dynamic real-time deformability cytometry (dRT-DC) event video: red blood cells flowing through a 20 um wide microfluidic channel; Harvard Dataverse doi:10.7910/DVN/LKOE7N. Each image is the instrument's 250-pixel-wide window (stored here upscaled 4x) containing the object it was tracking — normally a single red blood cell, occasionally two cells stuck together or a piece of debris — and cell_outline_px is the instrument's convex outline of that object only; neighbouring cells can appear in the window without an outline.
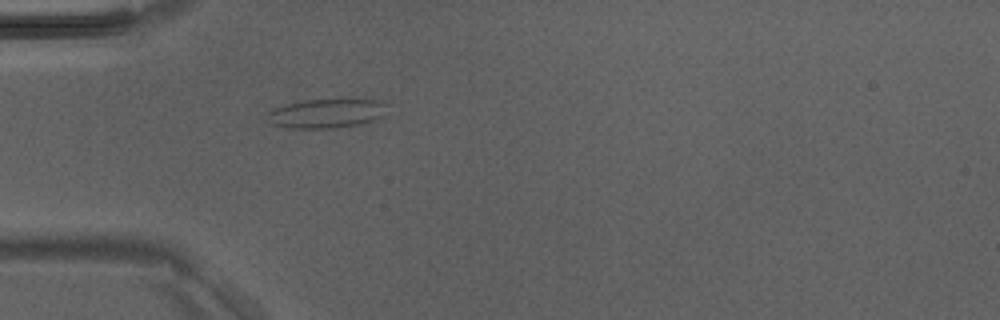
{"species": "Egyptian fruit bat (a non-hibernating species)", "species_latin": "Rousettus aegyptiacus", "temperature_condition": "room temperature", "stored_images_in_passage": 1, "camera_frame_rate_fps": 3000, "um_per_image_px": 0.085, "animal": {"sex": "male"}, "frame": {"image": 1, "passage_image": 1, "time_ms": 0.0, "image_size_px": [1000, 320], "cell_outline_px": [[384, 116], [360, 124], [332, 128], [288, 128], [272, 124], [264, 120], [268, 112], [276, 108], [288, 104], [304, 100], [344, 96], [352, 96], [380, 100], [384, 104]], "centroid_in_image_um": [27.77, 9.58], "position_along_channel_um": 57.2, "area_um2": 21.27}}